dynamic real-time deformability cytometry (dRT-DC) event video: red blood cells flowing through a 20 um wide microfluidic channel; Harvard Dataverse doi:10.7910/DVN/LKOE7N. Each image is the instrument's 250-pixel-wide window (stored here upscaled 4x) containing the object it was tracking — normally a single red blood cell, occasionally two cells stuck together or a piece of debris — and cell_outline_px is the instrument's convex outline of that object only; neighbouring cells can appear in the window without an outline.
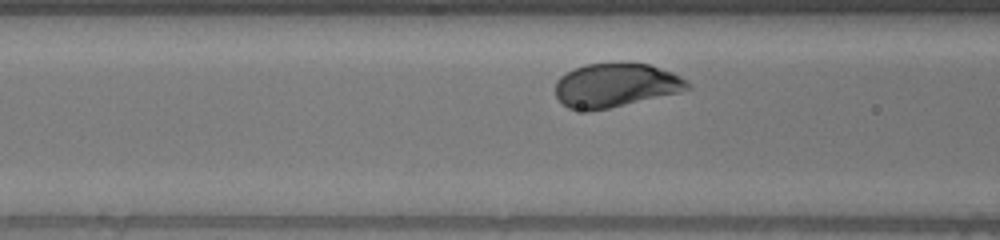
{"species": "human", "species_latin": "Homo sapiens", "temperature_condition": "warm", "stored_images_in_passage": 30, "camera_frame_rate_fps": 3000, "um_per_image_px": 0.085, "donor": {"sex": "male"}, "frame": {"image": 1, "passage_image": 7, "time_ms": 2.0, "image_size_px": [1000, 240], "cell_outline_px": [[692, 88], [680, 92], [608, 108], [588, 112], [568, 108], [556, 96], [556, 80], [560, 76], [584, 64], [620, 60], [648, 64], [672, 72], [688, 80], [692, 84]], "centroid_in_image_um": [52.35, 7.21], "position_along_channel_um": 114.3, "area_um2": 34.45}}
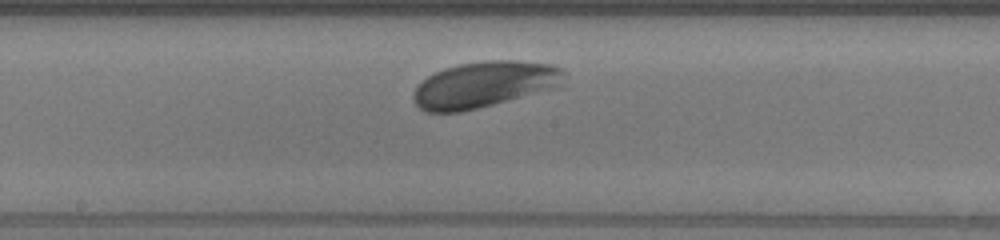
{"frame": {"image": 2, "passage_image": 15, "time_ms": 4.667, "image_size_px": [1000, 240], "cell_outline_px": [[564, 72], [556, 88], [460, 112], [424, 112], [412, 100], [412, 96], [416, 88], [428, 76], [444, 68], [460, 64], [484, 60], [516, 60], [552, 64], [560, 68]], "centroid_in_image_um": [41.13, 7.18], "position_along_channel_um": 207.1, "area_um2": 40.0}}
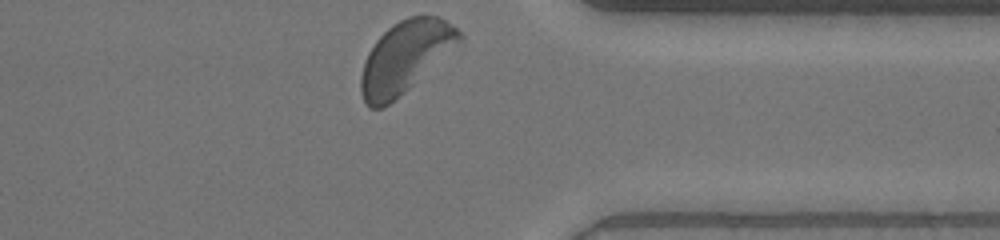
{"frame": {"image": 3, "passage_image": 30, "time_ms": 9.667, "image_size_px": [1000, 240], "cell_outline_px": [[464, 40], [404, 92], [388, 104], [380, 108], [368, 108], [360, 92], [360, 76], [364, 60], [368, 52], [376, 40], [392, 24], [408, 16], [436, 16], [452, 24], [464, 36]], "centroid_in_image_um": [34.43, 4.84], "position_along_channel_um": 377.0, "area_um2": 40.81}}